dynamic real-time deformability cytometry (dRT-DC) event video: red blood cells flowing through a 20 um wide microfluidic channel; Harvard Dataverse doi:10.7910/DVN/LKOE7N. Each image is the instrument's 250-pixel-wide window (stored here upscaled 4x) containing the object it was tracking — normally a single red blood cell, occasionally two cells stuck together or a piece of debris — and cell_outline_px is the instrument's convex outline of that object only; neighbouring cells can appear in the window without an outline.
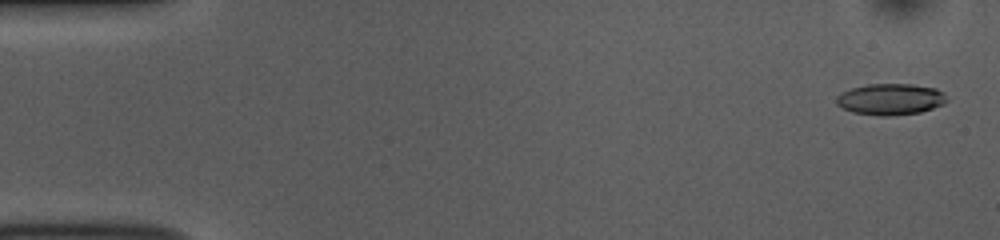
{"species": "common noctule bat (a hibernating species)", "species_latin": "Nyctalus noctula", "temperature_condition": "room temperature", "stored_images_in_passage": 52, "camera_frame_rate_fps": 3000, "um_per_image_px": 0.085, "animal": {"sex": "female", "body_mass_g": 10.0, "forearm_length_mm": 53.1}, "frame": {"image": 1, "passage_image": 2, "time_ms": 0.333, "image_size_px": [1000, 240], "cell_outline_px": [[944, 104], [920, 112], [888, 116], [880, 116], [852, 112], [836, 104], [836, 96], [840, 92], [852, 88], [868, 84], [912, 84], [936, 88], [944, 92]], "centroid_in_image_um": [75.65, 8.43], "position_along_channel_um": 9.3, "area_um2": 20.06}}
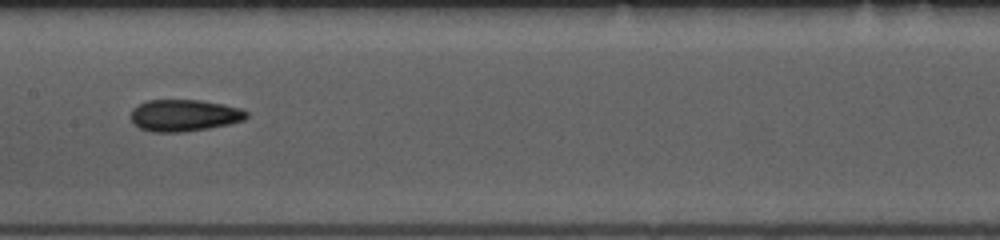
{"frame": {"image": 2, "passage_image": 26, "time_ms": 8.333, "image_size_px": [1000, 240], "cell_outline_px": [[248, 116], [244, 120], [228, 124], [208, 128], [184, 132], [152, 132], [140, 128], [132, 120], [132, 108], [148, 100], [200, 100], [224, 104], [240, 108], [248, 112]], "centroid_in_image_um": [15.68, 9.8], "position_along_channel_um": 191.7, "area_um2": 21.33}}
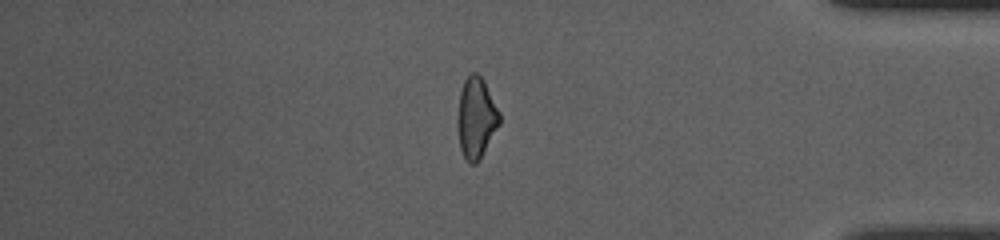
{"frame": {"image": 3, "passage_image": 44, "time_ms": 14.333, "image_size_px": [1000, 240], "cell_outline_px": [[500, 124], [480, 160], [476, 164], [468, 164], [460, 148], [456, 120], [460, 92], [464, 80], [472, 72], [476, 72], [484, 80], [500, 112]], "centroid_in_image_um": [40.47, 10.04], "position_along_channel_um": 394.7, "area_um2": 20.06}, "authors_computed_cell_mechanics": {"area_um2": 20.3456, "velocity_mm_per_s": 3.8711, "shape_relaxation_time_tau1_ms": 7.7442, "shape_relaxation_time_tau2_ms": 3.0904, "deformation_change_tau1": 0.178, "deformation_change_tau2": 0.1056}}